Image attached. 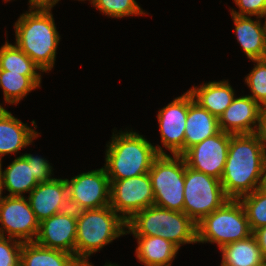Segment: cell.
<instances>
[{
	"label": "cell",
	"mask_w": 266,
	"mask_h": 266,
	"mask_svg": "<svg viewBox=\"0 0 266 266\" xmlns=\"http://www.w3.org/2000/svg\"><path fill=\"white\" fill-rule=\"evenodd\" d=\"M0 173L3 189L9 192L8 196L23 197V193H30L39 184L33 175L32 162H27L22 155L16 157L4 170L0 161Z\"/></svg>",
	"instance_id": "cell-22"
},
{
	"label": "cell",
	"mask_w": 266,
	"mask_h": 266,
	"mask_svg": "<svg viewBox=\"0 0 266 266\" xmlns=\"http://www.w3.org/2000/svg\"><path fill=\"white\" fill-rule=\"evenodd\" d=\"M126 221L111 207L77 212L75 258H87L127 234Z\"/></svg>",
	"instance_id": "cell-5"
},
{
	"label": "cell",
	"mask_w": 266,
	"mask_h": 266,
	"mask_svg": "<svg viewBox=\"0 0 266 266\" xmlns=\"http://www.w3.org/2000/svg\"><path fill=\"white\" fill-rule=\"evenodd\" d=\"M154 205L183 212L185 160L182 155L159 154L150 171Z\"/></svg>",
	"instance_id": "cell-7"
},
{
	"label": "cell",
	"mask_w": 266,
	"mask_h": 266,
	"mask_svg": "<svg viewBox=\"0 0 266 266\" xmlns=\"http://www.w3.org/2000/svg\"><path fill=\"white\" fill-rule=\"evenodd\" d=\"M230 134L220 131L187 149L183 154L191 169L221 180L227 160Z\"/></svg>",
	"instance_id": "cell-12"
},
{
	"label": "cell",
	"mask_w": 266,
	"mask_h": 266,
	"mask_svg": "<svg viewBox=\"0 0 266 266\" xmlns=\"http://www.w3.org/2000/svg\"><path fill=\"white\" fill-rule=\"evenodd\" d=\"M220 131L218 118L194 101L192 94L188 91V115L184 137V152Z\"/></svg>",
	"instance_id": "cell-19"
},
{
	"label": "cell",
	"mask_w": 266,
	"mask_h": 266,
	"mask_svg": "<svg viewBox=\"0 0 266 266\" xmlns=\"http://www.w3.org/2000/svg\"><path fill=\"white\" fill-rule=\"evenodd\" d=\"M261 106L250 96L235 97L219 116L220 130L231 135L257 133Z\"/></svg>",
	"instance_id": "cell-15"
},
{
	"label": "cell",
	"mask_w": 266,
	"mask_h": 266,
	"mask_svg": "<svg viewBox=\"0 0 266 266\" xmlns=\"http://www.w3.org/2000/svg\"><path fill=\"white\" fill-rule=\"evenodd\" d=\"M42 76H26L7 70H0V87L4 102L18 104L28 93L41 87Z\"/></svg>",
	"instance_id": "cell-25"
},
{
	"label": "cell",
	"mask_w": 266,
	"mask_h": 266,
	"mask_svg": "<svg viewBox=\"0 0 266 266\" xmlns=\"http://www.w3.org/2000/svg\"><path fill=\"white\" fill-rule=\"evenodd\" d=\"M29 11V12H28ZM14 24L15 44L41 69L52 70L60 35L51 10L29 9Z\"/></svg>",
	"instance_id": "cell-3"
},
{
	"label": "cell",
	"mask_w": 266,
	"mask_h": 266,
	"mask_svg": "<svg viewBox=\"0 0 266 266\" xmlns=\"http://www.w3.org/2000/svg\"><path fill=\"white\" fill-rule=\"evenodd\" d=\"M73 258L68 252L25 242L21 247L20 266H67Z\"/></svg>",
	"instance_id": "cell-24"
},
{
	"label": "cell",
	"mask_w": 266,
	"mask_h": 266,
	"mask_svg": "<svg viewBox=\"0 0 266 266\" xmlns=\"http://www.w3.org/2000/svg\"><path fill=\"white\" fill-rule=\"evenodd\" d=\"M188 115V90L158 111L161 145L171 155L184 153V137Z\"/></svg>",
	"instance_id": "cell-13"
},
{
	"label": "cell",
	"mask_w": 266,
	"mask_h": 266,
	"mask_svg": "<svg viewBox=\"0 0 266 266\" xmlns=\"http://www.w3.org/2000/svg\"><path fill=\"white\" fill-rule=\"evenodd\" d=\"M254 68L245 76V84L252 97L261 107L266 106V59L251 60Z\"/></svg>",
	"instance_id": "cell-29"
},
{
	"label": "cell",
	"mask_w": 266,
	"mask_h": 266,
	"mask_svg": "<svg viewBox=\"0 0 266 266\" xmlns=\"http://www.w3.org/2000/svg\"><path fill=\"white\" fill-rule=\"evenodd\" d=\"M22 156L27 160V162H32L33 175L38 183L49 182L54 178L53 167L50 165L49 160L46 158L34 156L30 153H22Z\"/></svg>",
	"instance_id": "cell-31"
},
{
	"label": "cell",
	"mask_w": 266,
	"mask_h": 266,
	"mask_svg": "<svg viewBox=\"0 0 266 266\" xmlns=\"http://www.w3.org/2000/svg\"><path fill=\"white\" fill-rule=\"evenodd\" d=\"M220 251L222 253L220 266H264L266 264L254 234L224 245Z\"/></svg>",
	"instance_id": "cell-23"
},
{
	"label": "cell",
	"mask_w": 266,
	"mask_h": 266,
	"mask_svg": "<svg viewBox=\"0 0 266 266\" xmlns=\"http://www.w3.org/2000/svg\"><path fill=\"white\" fill-rule=\"evenodd\" d=\"M227 200L219 179L195 171L185 163L183 212L196 224Z\"/></svg>",
	"instance_id": "cell-8"
},
{
	"label": "cell",
	"mask_w": 266,
	"mask_h": 266,
	"mask_svg": "<svg viewBox=\"0 0 266 266\" xmlns=\"http://www.w3.org/2000/svg\"><path fill=\"white\" fill-rule=\"evenodd\" d=\"M3 183H2V176H1V173H0V204H1V202L3 201V199H4V197H5V195L4 196H2L3 195Z\"/></svg>",
	"instance_id": "cell-38"
},
{
	"label": "cell",
	"mask_w": 266,
	"mask_h": 266,
	"mask_svg": "<svg viewBox=\"0 0 266 266\" xmlns=\"http://www.w3.org/2000/svg\"><path fill=\"white\" fill-rule=\"evenodd\" d=\"M77 212L71 208L44 219L35 242L43 247L68 252L75 257Z\"/></svg>",
	"instance_id": "cell-14"
},
{
	"label": "cell",
	"mask_w": 266,
	"mask_h": 266,
	"mask_svg": "<svg viewBox=\"0 0 266 266\" xmlns=\"http://www.w3.org/2000/svg\"><path fill=\"white\" fill-rule=\"evenodd\" d=\"M22 242L0 236V266H20Z\"/></svg>",
	"instance_id": "cell-30"
},
{
	"label": "cell",
	"mask_w": 266,
	"mask_h": 266,
	"mask_svg": "<svg viewBox=\"0 0 266 266\" xmlns=\"http://www.w3.org/2000/svg\"><path fill=\"white\" fill-rule=\"evenodd\" d=\"M256 190L266 194V159L263 163V167L261 170V174L259 176V181Z\"/></svg>",
	"instance_id": "cell-36"
},
{
	"label": "cell",
	"mask_w": 266,
	"mask_h": 266,
	"mask_svg": "<svg viewBox=\"0 0 266 266\" xmlns=\"http://www.w3.org/2000/svg\"><path fill=\"white\" fill-rule=\"evenodd\" d=\"M67 266H94L87 258H73Z\"/></svg>",
	"instance_id": "cell-37"
},
{
	"label": "cell",
	"mask_w": 266,
	"mask_h": 266,
	"mask_svg": "<svg viewBox=\"0 0 266 266\" xmlns=\"http://www.w3.org/2000/svg\"><path fill=\"white\" fill-rule=\"evenodd\" d=\"M257 134L266 152V106L261 107L260 120Z\"/></svg>",
	"instance_id": "cell-33"
},
{
	"label": "cell",
	"mask_w": 266,
	"mask_h": 266,
	"mask_svg": "<svg viewBox=\"0 0 266 266\" xmlns=\"http://www.w3.org/2000/svg\"><path fill=\"white\" fill-rule=\"evenodd\" d=\"M239 11L230 9V13L239 16L262 17L266 10V0H234Z\"/></svg>",
	"instance_id": "cell-32"
},
{
	"label": "cell",
	"mask_w": 266,
	"mask_h": 266,
	"mask_svg": "<svg viewBox=\"0 0 266 266\" xmlns=\"http://www.w3.org/2000/svg\"><path fill=\"white\" fill-rule=\"evenodd\" d=\"M60 0H29V9L51 10Z\"/></svg>",
	"instance_id": "cell-34"
},
{
	"label": "cell",
	"mask_w": 266,
	"mask_h": 266,
	"mask_svg": "<svg viewBox=\"0 0 266 266\" xmlns=\"http://www.w3.org/2000/svg\"><path fill=\"white\" fill-rule=\"evenodd\" d=\"M69 207L76 212L110 205V180L104 167L65 179Z\"/></svg>",
	"instance_id": "cell-9"
},
{
	"label": "cell",
	"mask_w": 266,
	"mask_h": 266,
	"mask_svg": "<svg viewBox=\"0 0 266 266\" xmlns=\"http://www.w3.org/2000/svg\"><path fill=\"white\" fill-rule=\"evenodd\" d=\"M137 239L136 258L144 266H172L179 248L159 236H134Z\"/></svg>",
	"instance_id": "cell-21"
},
{
	"label": "cell",
	"mask_w": 266,
	"mask_h": 266,
	"mask_svg": "<svg viewBox=\"0 0 266 266\" xmlns=\"http://www.w3.org/2000/svg\"><path fill=\"white\" fill-rule=\"evenodd\" d=\"M92 6L97 8L100 13L109 18H123L129 16L146 15L136 0H90Z\"/></svg>",
	"instance_id": "cell-28"
},
{
	"label": "cell",
	"mask_w": 266,
	"mask_h": 266,
	"mask_svg": "<svg viewBox=\"0 0 266 266\" xmlns=\"http://www.w3.org/2000/svg\"><path fill=\"white\" fill-rule=\"evenodd\" d=\"M253 234L257 238L258 245L262 251L263 258L266 261V226L258 228L253 232Z\"/></svg>",
	"instance_id": "cell-35"
},
{
	"label": "cell",
	"mask_w": 266,
	"mask_h": 266,
	"mask_svg": "<svg viewBox=\"0 0 266 266\" xmlns=\"http://www.w3.org/2000/svg\"><path fill=\"white\" fill-rule=\"evenodd\" d=\"M0 70L26 76H42L41 69L16 44L7 40L0 47ZM39 71V72H38Z\"/></svg>",
	"instance_id": "cell-26"
},
{
	"label": "cell",
	"mask_w": 266,
	"mask_h": 266,
	"mask_svg": "<svg viewBox=\"0 0 266 266\" xmlns=\"http://www.w3.org/2000/svg\"><path fill=\"white\" fill-rule=\"evenodd\" d=\"M261 18H262V19L265 18V19H264V23H263V25H264V29H265V32H266V10L264 11V13H263V15H262Z\"/></svg>",
	"instance_id": "cell-39"
},
{
	"label": "cell",
	"mask_w": 266,
	"mask_h": 266,
	"mask_svg": "<svg viewBox=\"0 0 266 266\" xmlns=\"http://www.w3.org/2000/svg\"><path fill=\"white\" fill-rule=\"evenodd\" d=\"M196 229L197 243H216L219 249L253 234L239 199L227 200L198 222Z\"/></svg>",
	"instance_id": "cell-6"
},
{
	"label": "cell",
	"mask_w": 266,
	"mask_h": 266,
	"mask_svg": "<svg viewBox=\"0 0 266 266\" xmlns=\"http://www.w3.org/2000/svg\"><path fill=\"white\" fill-rule=\"evenodd\" d=\"M39 135L40 133L14 117L6 108H0V161L5 155L17 154L31 145Z\"/></svg>",
	"instance_id": "cell-17"
},
{
	"label": "cell",
	"mask_w": 266,
	"mask_h": 266,
	"mask_svg": "<svg viewBox=\"0 0 266 266\" xmlns=\"http://www.w3.org/2000/svg\"><path fill=\"white\" fill-rule=\"evenodd\" d=\"M110 183V207L126 222L139 211L154 205V193L148 173Z\"/></svg>",
	"instance_id": "cell-10"
},
{
	"label": "cell",
	"mask_w": 266,
	"mask_h": 266,
	"mask_svg": "<svg viewBox=\"0 0 266 266\" xmlns=\"http://www.w3.org/2000/svg\"><path fill=\"white\" fill-rule=\"evenodd\" d=\"M234 32L243 52L249 60L266 59V32L262 19L231 14Z\"/></svg>",
	"instance_id": "cell-18"
},
{
	"label": "cell",
	"mask_w": 266,
	"mask_h": 266,
	"mask_svg": "<svg viewBox=\"0 0 266 266\" xmlns=\"http://www.w3.org/2000/svg\"><path fill=\"white\" fill-rule=\"evenodd\" d=\"M194 101L209 113L219 118L235 98V90L228 80L211 81L188 90Z\"/></svg>",
	"instance_id": "cell-20"
},
{
	"label": "cell",
	"mask_w": 266,
	"mask_h": 266,
	"mask_svg": "<svg viewBox=\"0 0 266 266\" xmlns=\"http://www.w3.org/2000/svg\"><path fill=\"white\" fill-rule=\"evenodd\" d=\"M245 210L251 231L266 226V194L254 190L239 198Z\"/></svg>",
	"instance_id": "cell-27"
},
{
	"label": "cell",
	"mask_w": 266,
	"mask_h": 266,
	"mask_svg": "<svg viewBox=\"0 0 266 266\" xmlns=\"http://www.w3.org/2000/svg\"><path fill=\"white\" fill-rule=\"evenodd\" d=\"M127 234L159 236L179 249L184 244L197 243L196 223L184 212L152 205L136 213L126 222Z\"/></svg>",
	"instance_id": "cell-4"
},
{
	"label": "cell",
	"mask_w": 266,
	"mask_h": 266,
	"mask_svg": "<svg viewBox=\"0 0 266 266\" xmlns=\"http://www.w3.org/2000/svg\"><path fill=\"white\" fill-rule=\"evenodd\" d=\"M105 153V165L110 181L123 180L148 173L154 159L166 154L160 145L154 146L136 131L112 133Z\"/></svg>",
	"instance_id": "cell-2"
},
{
	"label": "cell",
	"mask_w": 266,
	"mask_h": 266,
	"mask_svg": "<svg viewBox=\"0 0 266 266\" xmlns=\"http://www.w3.org/2000/svg\"><path fill=\"white\" fill-rule=\"evenodd\" d=\"M27 198L39 222L70 208L67 182L62 178L39 183Z\"/></svg>",
	"instance_id": "cell-16"
},
{
	"label": "cell",
	"mask_w": 266,
	"mask_h": 266,
	"mask_svg": "<svg viewBox=\"0 0 266 266\" xmlns=\"http://www.w3.org/2000/svg\"><path fill=\"white\" fill-rule=\"evenodd\" d=\"M39 224L26 196L4 197L0 204V236L6 237L7 233L8 238L22 243L35 242Z\"/></svg>",
	"instance_id": "cell-11"
},
{
	"label": "cell",
	"mask_w": 266,
	"mask_h": 266,
	"mask_svg": "<svg viewBox=\"0 0 266 266\" xmlns=\"http://www.w3.org/2000/svg\"><path fill=\"white\" fill-rule=\"evenodd\" d=\"M266 159V152L257 133L231 135L227 160L221 177L225 195L229 199L256 190Z\"/></svg>",
	"instance_id": "cell-1"
}]
</instances>
